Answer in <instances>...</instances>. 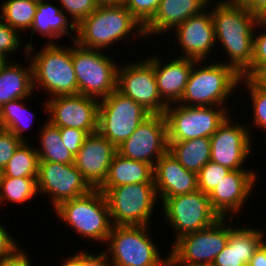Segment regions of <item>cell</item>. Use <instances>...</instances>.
I'll return each instance as SVG.
<instances>
[{
  "label": "cell",
  "instance_id": "obj_50",
  "mask_svg": "<svg viewBox=\"0 0 266 266\" xmlns=\"http://www.w3.org/2000/svg\"><path fill=\"white\" fill-rule=\"evenodd\" d=\"M8 59L4 57L3 55H0V71L2 68L8 63Z\"/></svg>",
  "mask_w": 266,
  "mask_h": 266
},
{
  "label": "cell",
  "instance_id": "obj_52",
  "mask_svg": "<svg viewBox=\"0 0 266 266\" xmlns=\"http://www.w3.org/2000/svg\"><path fill=\"white\" fill-rule=\"evenodd\" d=\"M165 266H172V264L170 262H168Z\"/></svg>",
  "mask_w": 266,
  "mask_h": 266
},
{
  "label": "cell",
  "instance_id": "obj_40",
  "mask_svg": "<svg viewBox=\"0 0 266 266\" xmlns=\"http://www.w3.org/2000/svg\"><path fill=\"white\" fill-rule=\"evenodd\" d=\"M24 141L10 131L0 128V167L4 169Z\"/></svg>",
  "mask_w": 266,
  "mask_h": 266
},
{
  "label": "cell",
  "instance_id": "obj_9",
  "mask_svg": "<svg viewBox=\"0 0 266 266\" xmlns=\"http://www.w3.org/2000/svg\"><path fill=\"white\" fill-rule=\"evenodd\" d=\"M229 110L224 106L169 104L164 112L168 142L210 138L229 116Z\"/></svg>",
  "mask_w": 266,
  "mask_h": 266
},
{
  "label": "cell",
  "instance_id": "obj_38",
  "mask_svg": "<svg viewBox=\"0 0 266 266\" xmlns=\"http://www.w3.org/2000/svg\"><path fill=\"white\" fill-rule=\"evenodd\" d=\"M19 32L11 28L2 19L0 20V55L9 60V53L17 52L22 47V41Z\"/></svg>",
  "mask_w": 266,
  "mask_h": 266
},
{
  "label": "cell",
  "instance_id": "obj_25",
  "mask_svg": "<svg viewBox=\"0 0 266 266\" xmlns=\"http://www.w3.org/2000/svg\"><path fill=\"white\" fill-rule=\"evenodd\" d=\"M69 28L76 33V26L73 24V21L67 19V15L60 7L52 5L45 0H38L37 11L30 28V43L25 45L24 53H27V48L32 46L31 41H33L35 32L41 34L43 37L51 39V42L49 41L48 43H54V39H60V37L64 35H69L74 42L76 35L73 36Z\"/></svg>",
  "mask_w": 266,
  "mask_h": 266
},
{
  "label": "cell",
  "instance_id": "obj_53",
  "mask_svg": "<svg viewBox=\"0 0 266 266\" xmlns=\"http://www.w3.org/2000/svg\"><path fill=\"white\" fill-rule=\"evenodd\" d=\"M194 266H212V265H194Z\"/></svg>",
  "mask_w": 266,
  "mask_h": 266
},
{
  "label": "cell",
  "instance_id": "obj_27",
  "mask_svg": "<svg viewBox=\"0 0 266 266\" xmlns=\"http://www.w3.org/2000/svg\"><path fill=\"white\" fill-rule=\"evenodd\" d=\"M8 61L0 71V107L19 98H29L34 92L32 65ZM21 66V67H20Z\"/></svg>",
  "mask_w": 266,
  "mask_h": 266
},
{
  "label": "cell",
  "instance_id": "obj_6",
  "mask_svg": "<svg viewBox=\"0 0 266 266\" xmlns=\"http://www.w3.org/2000/svg\"><path fill=\"white\" fill-rule=\"evenodd\" d=\"M148 228V225L112 227L106 241L111 266H165L169 262V256L163 258L155 241L148 237Z\"/></svg>",
  "mask_w": 266,
  "mask_h": 266
},
{
  "label": "cell",
  "instance_id": "obj_31",
  "mask_svg": "<svg viewBox=\"0 0 266 266\" xmlns=\"http://www.w3.org/2000/svg\"><path fill=\"white\" fill-rule=\"evenodd\" d=\"M2 3L0 19L19 33L31 28L38 0H6Z\"/></svg>",
  "mask_w": 266,
  "mask_h": 266
},
{
  "label": "cell",
  "instance_id": "obj_47",
  "mask_svg": "<svg viewBox=\"0 0 266 266\" xmlns=\"http://www.w3.org/2000/svg\"><path fill=\"white\" fill-rule=\"evenodd\" d=\"M249 79L263 92L266 93V66L257 69Z\"/></svg>",
  "mask_w": 266,
  "mask_h": 266
},
{
  "label": "cell",
  "instance_id": "obj_46",
  "mask_svg": "<svg viewBox=\"0 0 266 266\" xmlns=\"http://www.w3.org/2000/svg\"><path fill=\"white\" fill-rule=\"evenodd\" d=\"M248 266H266V241L255 251Z\"/></svg>",
  "mask_w": 266,
  "mask_h": 266
},
{
  "label": "cell",
  "instance_id": "obj_39",
  "mask_svg": "<svg viewBox=\"0 0 266 266\" xmlns=\"http://www.w3.org/2000/svg\"><path fill=\"white\" fill-rule=\"evenodd\" d=\"M258 32L261 27H265L266 30V19H261L258 24ZM253 36V58L251 63V75L259 68L266 66V31L257 33L255 30Z\"/></svg>",
  "mask_w": 266,
  "mask_h": 266
},
{
  "label": "cell",
  "instance_id": "obj_2",
  "mask_svg": "<svg viewBox=\"0 0 266 266\" xmlns=\"http://www.w3.org/2000/svg\"><path fill=\"white\" fill-rule=\"evenodd\" d=\"M131 35L132 37H130ZM144 37L143 25L124 5H103L76 27V39L80 46L103 51L115 42L129 37ZM104 48V49H103Z\"/></svg>",
  "mask_w": 266,
  "mask_h": 266
},
{
  "label": "cell",
  "instance_id": "obj_37",
  "mask_svg": "<svg viewBox=\"0 0 266 266\" xmlns=\"http://www.w3.org/2000/svg\"><path fill=\"white\" fill-rule=\"evenodd\" d=\"M161 0H126L124 6L143 25L155 15Z\"/></svg>",
  "mask_w": 266,
  "mask_h": 266
},
{
  "label": "cell",
  "instance_id": "obj_23",
  "mask_svg": "<svg viewBox=\"0 0 266 266\" xmlns=\"http://www.w3.org/2000/svg\"><path fill=\"white\" fill-rule=\"evenodd\" d=\"M230 224L227 245L216 256L212 266H248L255 251L265 241L262 229L238 228Z\"/></svg>",
  "mask_w": 266,
  "mask_h": 266
},
{
  "label": "cell",
  "instance_id": "obj_36",
  "mask_svg": "<svg viewBox=\"0 0 266 266\" xmlns=\"http://www.w3.org/2000/svg\"><path fill=\"white\" fill-rule=\"evenodd\" d=\"M61 10L67 15L70 14V19H73V24L77 27L84 19L93 13L98 5L94 0H58ZM63 8V9H62Z\"/></svg>",
  "mask_w": 266,
  "mask_h": 266
},
{
  "label": "cell",
  "instance_id": "obj_3",
  "mask_svg": "<svg viewBox=\"0 0 266 266\" xmlns=\"http://www.w3.org/2000/svg\"><path fill=\"white\" fill-rule=\"evenodd\" d=\"M40 51L27 48L26 57L32 58L33 88L48 92V97L78 94V82L72 62V46L46 43ZM59 45V46H58ZM31 55V56H30ZM40 86V87H39ZM51 95V97L49 96Z\"/></svg>",
  "mask_w": 266,
  "mask_h": 266
},
{
  "label": "cell",
  "instance_id": "obj_5",
  "mask_svg": "<svg viewBox=\"0 0 266 266\" xmlns=\"http://www.w3.org/2000/svg\"><path fill=\"white\" fill-rule=\"evenodd\" d=\"M53 211L83 239L104 244L113 227L106 197L99 189L62 202Z\"/></svg>",
  "mask_w": 266,
  "mask_h": 266
},
{
  "label": "cell",
  "instance_id": "obj_7",
  "mask_svg": "<svg viewBox=\"0 0 266 266\" xmlns=\"http://www.w3.org/2000/svg\"><path fill=\"white\" fill-rule=\"evenodd\" d=\"M99 190L106 197L113 226H150V217H153L158 199L154 183Z\"/></svg>",
  "mask_w": 266,
  "mask_h": 266
},
{
  "label": "cell",
  "instance_id": "obj_29",
  "mask_svg": "<svg viewBox=\"0 0 266 266\" xmlns=\"http://www.w3.org/2000/svg\"><path fill=\"white\" fill-rule=\"evenodd\" d=\"M41 129L38 139L41 148H36L39 161L74 163L75 156L63 144L59 128L47 120Z\"/></svg>",
  "mask_w": 266,
  "mask_h": 266
},
{
  "label": "cell",
  "instance_id": "obj_51",
  "mask_svg": "<svg viewBox=\"0 0 266 266\" xmlns=\"http://www.w3.org/2000/svg\"><path fill=\"white\" fill-rule=\"evenodd\" d=\"M4 176L3 168L0 167V185Z\"/></svg>",
  "mask_w": 266,
  "mask_h": 266
},
{
  "label": "cell",
  "instance_id": "obj_18",
  "mask_svg": "<svg viewBox=\"0 0 266 266\" xmlns=\"http://www.w3.org/2000/svg\"><path fill=\"white\" fill-rule=\"evenodd\" d=\"M251 170H232L211 191L208 196L212 208L221 218H227L233 223V214L239 213L245 201L251 196L259 174ZM231 213V214H230Z\"/></svg>",
  "mask_w": 266,
  "mask_h": 266
},
{
  "label": "cell",
  "instance_id": "obj_42",
  "mask_svg": "<svg viewBox=\"0 0 266 266\" xmlns=\"http://www.w3.org/2000/svg\"><path fill=\"white\" fill-rule=\"evenodd\" d=\"M79 266H111V264L106 251H101L96 255L89 254V251L80 250Z\"/></svg>",
  "mask_w": 266,
  "mask_h": 266
},
{
  "label": "cell",
  "instance_id": "obj_13",
  "mask_svg": "<svg viewBox=\"0 0 266 266\" xmlns=\"http://www.w3.org/2000/svg\"><path fill=\"white\" fill-rule=\"evenodd\" d=\"M117 90L151 114H164L168 106L158 93L154 67L147 58L118 66Z\"/></svg>",
  "mask_w": 266,
  "mask_h": 266
},
{
  "label": "cell",
  "instance_id": "obj_11",
  "mask_svg": "<svg viewBox=\"0 0 266 266\" xmlns=\"http://www.w3.org/2000/svg\"><path fill=\"white\" fill-rule=\"evenodd\" d=\"M225 219L220 218L208 228L177 239L168 254L172 266L212 265L230 236V225L226 226Z\"/></svg>",
  "mask_w": 266,
  "mask_h": 266
},
{
  "label": "cell",
  "instance_id": "obj_19",
  "mask_svg": "<svg viewBox=\"0 0 266 266\" xmlns=\"http://www.w3.org/2000/svg\"><path fill=\"white\" fill-rule=\"evenodd\" d=\"M177 44L181 46L184 57L196 61L208 59V55L215 47V30L212 13L203 10L195 16L189 17L174 29Z\"/></svg>",
  "mask_w": 266,
  "mask_h": 266
},
{
  "label": "cell",
  "instance_id": "obj_22",
  "mask_svg": "<svg viewBox=\"0 0 266 266\" xmlns=\"http://www.w3.org/2000/svg\"><path fill=\"white\" fill-rule=\"evenodd\" d=\"M154 67L157 89L161 99L167 104L178 103L185 91L192 66L196 60L176 57L162 64L160 56L146 57Z\"/></svg>",
  "mask_w": 266,
  "mask_h": 266
},
{
  "label": "cell",
  "instance_id": "obj_20",
  "mask_svg": "<svg viewBox=\"0 0 266 266\" xmlns=\"http://www.w3.org/2000/svg\"><path fill=\"white\" fill-rule=\"evenodd\" d=\"M117 148L99 132L89 134L75 155V166L93 189H98L107 177Z\"/></svg>",
  "mask_w": 266,
  "mask_h": 266
},
{
  "label": "cell",
  "instance_id": "obj_43",
  "mask_svg": "<svg viewBox=\"0 0 266 266\" xmlns=\"http://www.w3.org/2000/svg\"><path fill=\"white\" fill-rule=\"evenodd\" d=\"M4 226L0 223V259L11 255L19 248L16 241L11 237L10 232Z\"/></svg>",
  "mask_w": 266,
  "mask_h": 266
},
{
  "label": "cell",
  "instance_id": "obj_12",
  "mask_svg": "<svg viewBox=\"0 0 266 266\" xmlns=\"http://www.w3.org/2000/svg\"><path fill=\"white\" fill-rule=\"evenodd\" d=\"M164 216L176 235L180 237L215 224L221 217L212 208L208 194L197 190L167 198L162 203Z\"/></svg>",
  "mask_w": 266,
  "mask_h": 266
},
{
  "label": "cell",
  "instance_id": "obj_8",
  "mask_svg": "<svg viewBox=\"0 0 266 266\" xmlns=\"http://www.w3.org/2000/svg\"><path fill=\"white\" fill-rule=\"evenodd\" d=\"M101 50L72 45V62L78 82V94L97 98L107 97L117 89L118 66Z\"/></svg>",
  "mask_w": 266,
  "mask_h": 266
},
{
  "label": "cell",
  "instance_id": "obj_41",
  "mask_svg": "<svg viewBox=\"0 0 266 266\" xmlns=\"http://www.w3.org/2000/svg\"><path fill=\"white\" fill-rule=\"evenodd\" d=\"M59 130L63 144L75 156L89 134L84 130L69 127Z\"/></svg>",
  "mask_w": 266,
  "mask_h": 266
},
{
  "label": "cell",
  "instance_id": "obj_4",
  "mask_svg": "<svg viewBox=\"0 0 266 266\" xmlns=\"http://www.w3.org/2000/svg\"><path fill=\"white\" fill-rule=\"evenodd\" d=\"M202 63V61H196L193 64L185 91L178 103L186 106H224L227 108L225 103L229 99L228 96L242 85L241 76L223 62L205 63L201 67Z\"/></svg>",
  "mask_w": 266,
  "mask_h": 266
},
{
  "label": "cell",
  "instance_id": "obj_16",
  "mask_svg": "<svg viewBox=\"0 0 266 266\" xmlns=\"http://www.w3.org/2000/svg\"><path fill=\"white\" fill-rule=\"evenodd\" d=\"M167 151V124L164 114H151L117 147V153L121 156L153 167Z\"/></svg>",
  "mask_w": 266,
  "mask_h": 266
},
{
  "label": "cell",
  "instance_id": "obj_33",
  "mask_svg": "<svg viewBox=\"0 0 266 266\" xmlns=\"http://www.w3.org/2000/svg\"><path fill=\"white\" fill-rule=\"evenodd\" d=\"M36 195H39L37 178L3 176L0 185V206L5 201L19 204L29 203Z\"/></svg>",
  "mask_w": 266,
  "mask_h": 266
},
{
  "label": "cell",
  "instance_id": "obj_24",
  "mask_svg": "<svg viewBox=\"0 0 266 266\" xmlns=\"http://www.w3.org/2000/svg\"><path fill=\"white\" fill-rule=\"evenodd\" d=\"M210 0H161L153 18L144 26L145 37L170 32L208 7Z\"/></svg>",
  "mask_w": 266,
  "mask_h": 266
},
{
  "label": "cell",
  "instance_id": "obj_45",
  "mask_svg": "<svg viewBox=\"0 0 266 266\" xmlns=\"http://www.w3.org/2000/svg\"><path fill=\"white\" fill-rule=\"evenodd\" d=\"M260 19H266V0H238Z\"/></svg>",
  "mask_w": 266,
  "mask_h": 266
},
{
  "label": "cell",
  "instance_id": "obj_17",
  "mask_svg": "<svg viewBox=\"0 0 266 266\" xmlns=\"http://www.w3.org/2000/svg\"><path fill=\"white\" fill-rule=\"evenodd\" d=\"M246 125L233 124L229 115L210 137V161L230 170H248L243 165L248 156L251 155L253 141L251 139L252 134L245 127Z\"/></svg>",
  "mask_w": 266,
  "mask_h": 266
},
{
  "label": "cell",
  "instance_id": "obj_28",
  "mask_svg": "<svg viewBox=\"0 0 266 266\" xmlns=\"http://www.w3.org/2000/svg\"><path fill=\"white\" fill-rule=\"evenodd\" d=\"M168 151L185 169L198 173L210 161V138L199 137L186 141L168 142Z\"/></svg>",
  "mask_w": 266,
  "mask_h": 266
},
{
  "label": "cell",
  "instance_id": "obj_15",
  "mask_svg": "<svg viewBox=\"0 0 266 266\" xmlns=\"http://www.w3.org/2000/svg\"><path fill=\"white\" fill-rule=\"evenodd\" d=\"M99 99L76 95H59L48 98L45 112L50 114L48 121L58 128H76L88 134L98 132Z\"/></svg>",
  "mask_w": 266,
  "mask_h": 266
},
{
  "label": "cell",
  "instance_id": "obj_44",
  "mask_svg": "<svg viewBox=\"0 0 266 266\" xmlns=\"http://www.w3.org/2000/svg\"><path fill=\"white\" fill-rule=\"evenodd\" d=\"M25 252L18 248L11 255L0 259V266H33L30 263L29 256Z\"/></svg>",
  "mask_w": 266,
  "mask_h": 266
},
{
  "label": "cell",
  "instance_id": "obj_32",
  "mask_svg": "<svg viewBox=\"0 0 266 266\" xmlns=\"http://www.w3.org/2000/svg\"><path fill=\"white\" fill-rule=\"evenodd\" d=\"M38 167L39 156L36 148L24 141L10 158L3 172L6 177L37 178Z\"/></svg>",
  "mask_w": 266,
  "mask_h": 266
},
{
  "label": "cell",
  "instance_id": "obj_49",
  "mask_svg": "<svg viewBox=\"0 0 266 266\" xmlns=\"http://www.w3.org/2000/svg\"><path fill=\"white\" fill-rule=\"evenodd\" d=\"M98 6L103 5H124L126 0H94Z\"/></svg>",
  "mask_w": 266,
  "mask_h": 266
},
{
  "label": "cell",
  "instance_id": "obj_30",
  "mask_svg": "<svg viewBox=\"0 0 266 266\" xmlns=\"http://www.w3.org/2000/svg\"><path fill=\"white\" fill-rule=\"evenodd\" d=\"M26 99L30 98L15 99L0 107V128L12 132L23 141H28L24 138L23 132L32 125L31 123L33 121H31V118L33 120L35 117L34 114H31V109L29 112V109L25 105ZM29 116L32 117L28 119ZM29 121L31 122L28 123Z\"/></svg>",
  "mask_w": 266,
  "mask_h": 266
},
{
  "label": "cell",
  "instance_id": "obj_34",
  "mask_svg": "<svg viewBox=\"0 0 266 266\" xmlns=\"http://www.w3.org/2000/svg\"><path fill=\"white\" fill-rule=\"evenodd\" d=\"M244 83L250 93L253 115L252 123L254 127L262 128L266 131V93L261 91L248 77H241L240 83Z\"/></svg>",
  "mask_w": 266,
  "mask_h": 266
},
{
  "label": "cell",
  "instance_id": "obj_14",
  "mask_svg": "<svg viewBox=\"0 0 266 266\" xmlns=\"http://www.w3.org/2000/svg\"><path fill=\"white\" fill-rule=\"evenodd\" d=\"M38 193L51 197L53 209L62 202L88 194L93 188L78 171L75 164L39 161Z\"/></svg>",
  "mask_w": 266,
  "mask_h": 266
},
{
  "label": "cell",
  "instance_id": "obj_1",
  "mask_svg": "<svg viewBox=\"0 0 266 266\" xmlns=\"http://www.w3.org/2000/svg\"><path fill=\"white\" fill-rule=\"evenodd\" d=\"M215 40L230 60L224 62L241 77L251 76L253 36L261 20L239 1L219 0L211 9ZM219 41V42H218ZM229 62V63H228Z\"/></svg>",
  "mask_w": 266,
  "mask_h": 266
},
{
  "label": "cell",
  "instance_id": "obj_26",
  "mask_svg": "<svg viewBox=\"0 0 266 266\" xmlns=\"http://www.w3.org/2000/svg\"><path fill=\"white\" fill-rule=\"evenodd\" d=\"M153 166L116 153L103 184L98 189H111L120 185L154 183Z\"/></svg>",
  "mask_w": 266,
  "mask_h": 266
},
{
  "label": "cell",
  "instance_id": "obj_35",
  "mask_svg": "<svg viewBox=\"0 0 266 266\" xmlns=\"http://www.w3.org/2000/svg\"><path fill=\"white\" fill-rule=\"evenodd\" d=\"M227 167L212 161L207 162L202 169L197 173L198 190L209 194L215 189L217 184L231 172Z\"/></svg>",
  "mask_w": 266,
  "mask_h": 266
},
{
  "label": "cell",
  "instance_id": "obj_21",
  "mask_svg": "<svg viewBox=\"0 0 266 266\" xmlns=\"http://www.w3.org/2000/svg\"><path fill=\"white\" fill-rule=\"evenodd\" d=\"M153 171L156 193L162 203L169 197L198 190L197 173L185 169L169 151L156 162Z\"/></svg>",
  "mask_w": 266,
  "mask_h": 266
},
{
  "label": "cell",
  "instance_id": "obj_10",
  "mask_svg": "<svg viewBox=\"0 0 266 266\" xmlns=\"http://www.w3.org/2000/svg\"><path fill=\"white\" fill-rule=\"evenodd\" d=\"M150 115L143 106L116 89L99 101L98 132L117 148Z\"/></svg>",
  "mask_w": 266,
  "mask_h": 266
},
{
  "label": "cell",
  "instance_id": "obj_48",
  "mask_svg": "<svg viewBox=\"0 0 266 266\" xmlns=\"http://www.w3.org/2000/svg\"><path fill=\"white\" fill-rule=\"evenodd\" d=\"M61 266H79V253L76 251L70 258H65Z\"/></svg>",
  "mask_w": 266,
  "mask_h": 266
}]
</instances>
